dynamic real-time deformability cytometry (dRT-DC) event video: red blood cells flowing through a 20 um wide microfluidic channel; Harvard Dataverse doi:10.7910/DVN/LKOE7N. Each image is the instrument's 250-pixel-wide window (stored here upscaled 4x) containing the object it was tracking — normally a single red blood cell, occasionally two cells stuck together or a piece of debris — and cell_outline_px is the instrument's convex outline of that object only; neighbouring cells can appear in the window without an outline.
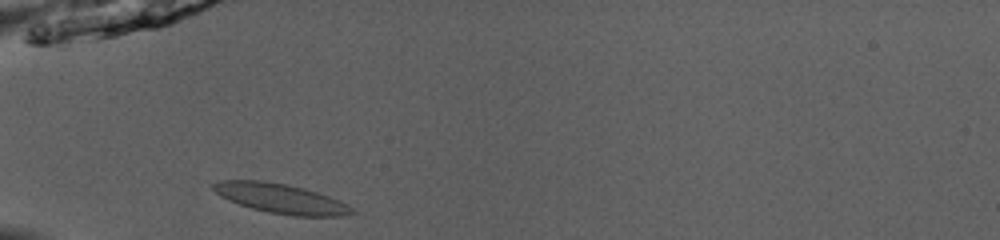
{"species": "common noctule bat (a hibernating species)", "species_latin": "Nyctalus noctula", "temperature_condition": "room temperature", "stored_images_in_passage": 34, "camera_frame_rate_fps": 3000, "um_per_image_px": 0.085, "animal": {"sex": "male", "body_mass_g": 13.0, "forearm_length_mm": 53.1}, "frame": {"image": 1, "passage_image": 1, "time_ms": 0.0, "image_size_px": [1000, 240], "cell_outline_px": [[356, 212], [340, 216], [292, 216], [268, 212], [252, 208], [228, 200], [220, 196], [212, 188], [212, 184], [220, 180], [260, 180], [284, 184], [304, 188], [328, 196], [348, 204]], "centroid_in_image_um": [23.85, 16.87], "position_along_channel_um": 61.1, "area_um2": 23.76}}
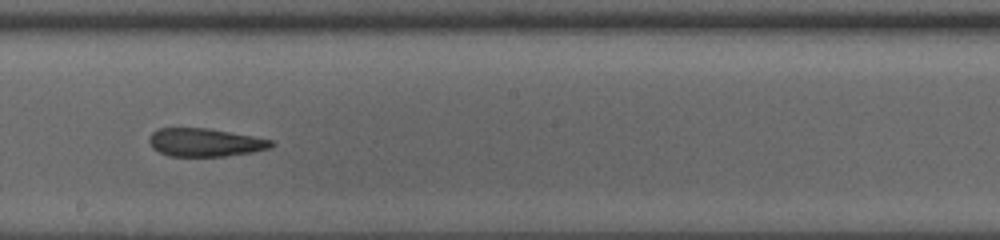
{"frame": {"image": 2, "passage_image": 14, "time_ms": 4.333, "image_size_px": [1000, 240], "cell_outline_px": [[276, 144], [268, 148], [252, 152], [224, 156], [168, 156], [152, 148], [148, 140], [148, 136], [152, 132], [160, 128], [208, 128], [252, 136], [272, 140]], "centroid_in_image_um": [17.39, 12.1], "position_along_channel_um": 230.8, "area_um2": 20.0}}
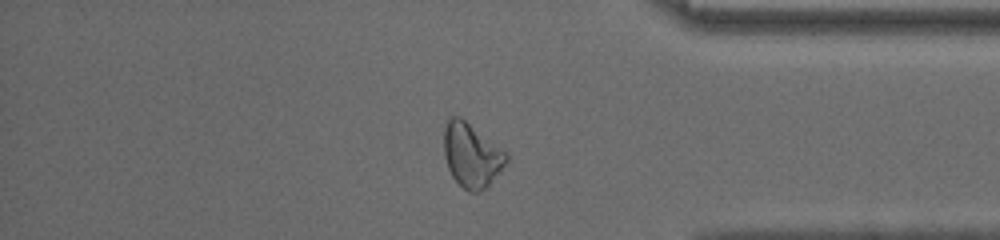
{"frame": {"image": 3, "passage_image": 27, "time_ms": 8.667, "image_size_px": [1000, 240], "cell_outline_px": [[508, 160], [488, 184], [480, 192], [468, 192], [452, 176], [448, 168], [444, 156], [444, 128], [448, 120], [452, 116], [460, 116], [508, 152]], "centroid_in_image_um": [40.08, 13.17], "position_along_channel_um": 395.1, "area_um2": 23.12}, "authors_computed_cell_mechanics": {"area_um2": 21.7617, "velocity_mm_per_s": 4.0508, "shape_relaxation_time_tau1_ms": null, "shape_relaxation_time_tau2_ms": 2.6162, "deformation_change_tau1": null, "deformation_change_tau2": 0.0945}}